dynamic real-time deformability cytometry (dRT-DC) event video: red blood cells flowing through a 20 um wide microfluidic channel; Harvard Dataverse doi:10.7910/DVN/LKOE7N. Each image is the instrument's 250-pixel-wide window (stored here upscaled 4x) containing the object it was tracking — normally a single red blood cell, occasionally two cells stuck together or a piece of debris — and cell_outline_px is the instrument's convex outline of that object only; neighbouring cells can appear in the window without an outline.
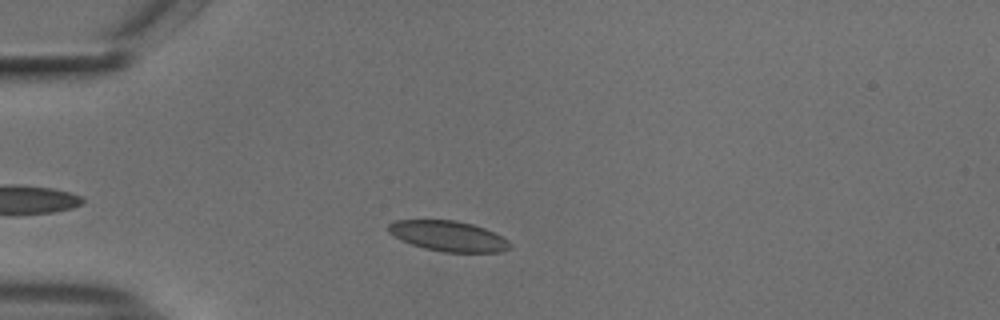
{"species": "common noctule bat (a hibernating species)", "species_latin": "Nyctalus noctula", "temperature_condition": "cold", "stored_images_in_passage": 49, "camera_frame_rate_fps": 3000, "um_per_image_px": 0.085, "animal": {"sex": "male", "body_mass_g": 18.8}, "frame": {"image": 1, "passage_image": 9, "time_ms": 2.667, "image_size_px": [1000, 320], "cell_outline_px": [[512, 248], [500, 252], [444, 252], [424, 248], [412, 244], [388, 232], [388, 224], [396, 220], [456, 220], [472, 224], [484, 228], [508, 240], [512, 244]], "centroid_in_image_um": [38.14, 20.07], "position_along_channel_um": 46.9, "area_um2": 21.33}}
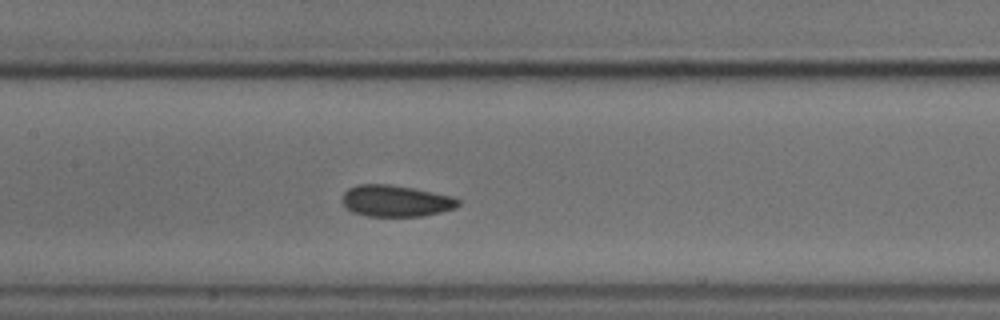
{"frame": {"image": 2, "passage_image": 21, "time_ms": 6.667, "image_size_px": [1000, 320], "cell_outline_px": [[460, 204], [456, 208], [424, 216], [368, 216], [352, 212], [344, 208], [344, 192], [348, 188], [356, 184], [388, 184], [412, 188], [452, 196], [460, 200]], "centroid_in_image_um": [33.64, 17.08], "position_along_channel_um": 173.8, "area_um2": 21.27}}
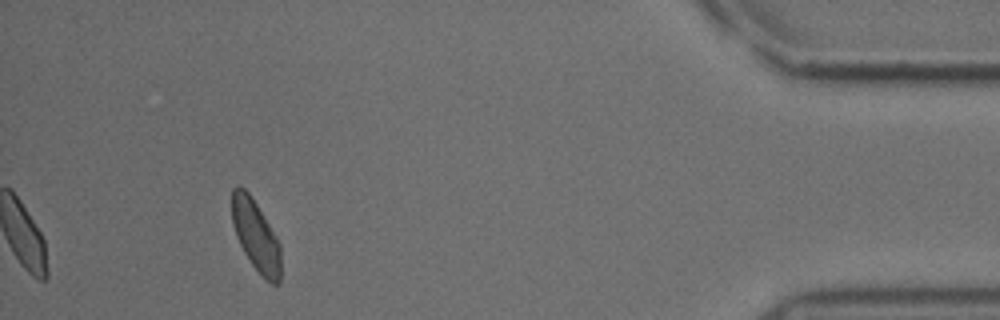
{"frame": {"image": 3, "passage_image": 45, "time_ms": 14.667, "image_size_px": [1000, 320], "cell_outline_px": [[280, 280], [276, 284], [272, 284], [252, 264], [244, 252], [236, 236], [232, 224], [232, 188], [244, 188], [248, 192], [256, 204], [276, 236], [280, 244]], "centroid_in_image_um": [21.74, 20.02], "position_along_channel_um": 413.5, "area_um2": 19.65}, "authors_computed_cell_mechanics": {"area_um2": 21.4438, "velocity_mm_per_s": 3.6988, "shape_relaxation_time_tau1_ms": 6.8435, "shape_relaxation_time_tau2_ms": 1.3021, "deformation_change_tau1": 0.0668, "deformation_change_tau2": 0.0509}}